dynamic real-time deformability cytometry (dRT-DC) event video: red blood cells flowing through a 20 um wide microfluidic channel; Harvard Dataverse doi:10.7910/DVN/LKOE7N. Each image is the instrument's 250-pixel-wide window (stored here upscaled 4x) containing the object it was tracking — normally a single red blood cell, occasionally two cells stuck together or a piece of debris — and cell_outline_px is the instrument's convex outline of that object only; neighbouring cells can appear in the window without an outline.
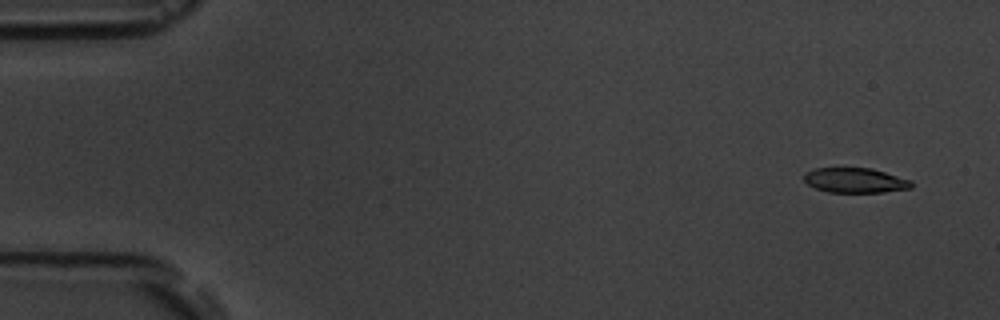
{"species": "common noctule bat (a hibernating species)", "species_latin": "Nyctalus noctula", "temperature_condition": "room temperature", "stored_images_in_passage": 4, "camera_frame_rate_fps": 3000, "um_per_image_px": 0.085, "animal": {"sex": "male", "body_mass_g": 19.5, "forearm_length_mm": 54.6}, "frame": {"image": 1, "passage_image": 1, "time_ms": 0.0, "image_size_px": [1000, 320], "cell_outline_px": [[912, 188], [884, 192], [828, 192], [816, 188], [808, 184], [804, 180], [804, 172], [816, 168], [872, 168], [912, 180]], "centroid_in_image_um": [72.7, 15.32], "position_along_channel_um": 12.3, "area_um2": 15.61}}
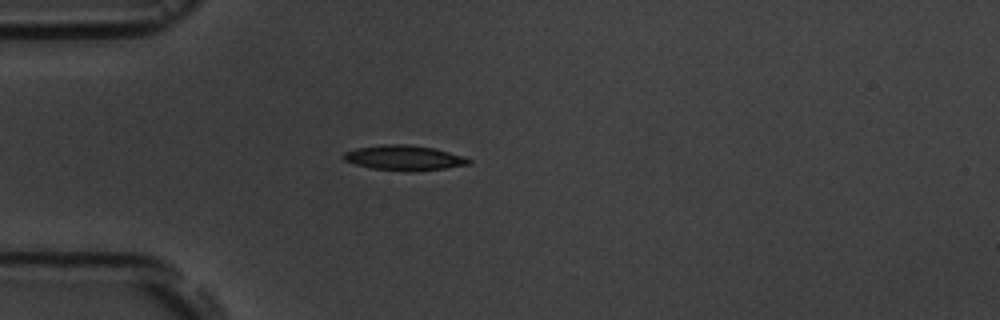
{"frame": {"image": 2, "passage_image": 4, "time_ms": 4.0, "image_size_px": [1000, 320], "cell_outline_px": [[472, 160], [468, 164], [444, 168], [372, 168], [356, 164], [344, 160], [340, 156], [344, 152], [356, 148], [380, 144], [408, 144], [436, 148], [464, 156]], "centroid_in_image_um": [34.3, 13.34], "position_along_channel_um": 50.7, "area_um2": 17.34}}